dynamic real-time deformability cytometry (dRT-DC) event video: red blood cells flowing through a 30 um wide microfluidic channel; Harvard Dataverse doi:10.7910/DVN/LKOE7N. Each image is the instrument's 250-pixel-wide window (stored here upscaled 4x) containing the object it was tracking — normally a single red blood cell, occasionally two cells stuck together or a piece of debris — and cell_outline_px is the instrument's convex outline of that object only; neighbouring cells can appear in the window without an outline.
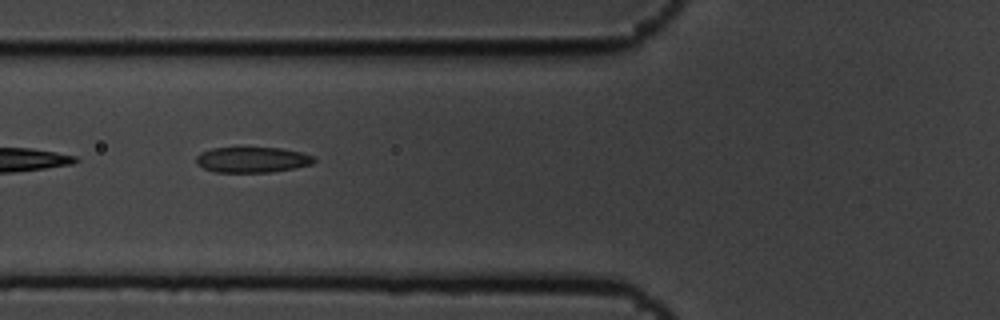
{"species": "common noctule bat (a hibernating species)", "species_latin": "Nyctalus noctula", "temperature_condition": "cold", "stored_images_in_passage": 12, "camera_frame_rate_fps": 3000, "um_per_image_px": 0.085, "animal": {"sex": "male", "body_mass_g": 19.5, "forearm_length_mm": 54.6}, "frame": {"image": 1, "passage_image": 3, "time_ms": 0.667, "image_size_px": [1000, 320], "cell_outline_px": [[316, 160], [312, 164], [272, 172], [216, 172], [204, 168], [196, 164], [196, 156], [200, 152], [212, 148], [280, 148], [300, 152], [316, 156]], "centroid_in_image_um": [21.44, 13.58], "position_along_channel_um": 104.4, "area_um2": 17.51}}
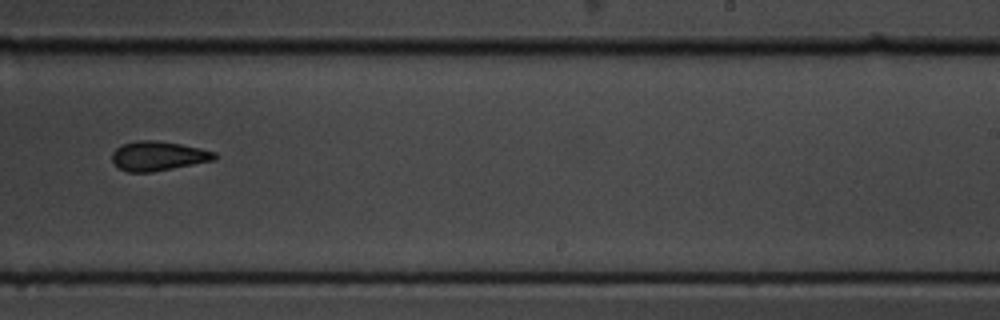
{"frame": {"image": 2, "passage_image": 7, "time_ms": 2.0, "image_size_px": [1000, 320], "cell_outline_px": [[216, 160], [152, 172], [128, 172], [120, 168], [112, 160], [112, 152], [120, 144], [136, 140], [152, 140], [180, 144], [200, 148], [216, 152]], "centroid_in_image_um": [13.44, 13.25], "position_along_channel_um": 275.6, "area_um2": 17.57}}
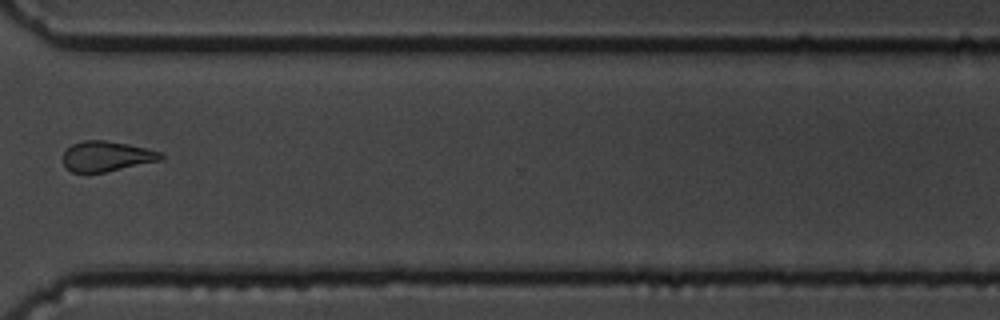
{"frame": {"image": 3, "passage_image": 9, "time_ms": 2.667, "image_size_px": [1000, 320], "cell_outline_px": [[164, 160], [104, 172], [72, 172], [64, 164], [64, 152], [72, 144], [84, 140], [104, 140], [128, 144], [160, 152], [164, 156]], "centroid_in_image_um": [9.09, 13.28], "position_along_channel_um": 361.5, "area_um2": 17.05}}